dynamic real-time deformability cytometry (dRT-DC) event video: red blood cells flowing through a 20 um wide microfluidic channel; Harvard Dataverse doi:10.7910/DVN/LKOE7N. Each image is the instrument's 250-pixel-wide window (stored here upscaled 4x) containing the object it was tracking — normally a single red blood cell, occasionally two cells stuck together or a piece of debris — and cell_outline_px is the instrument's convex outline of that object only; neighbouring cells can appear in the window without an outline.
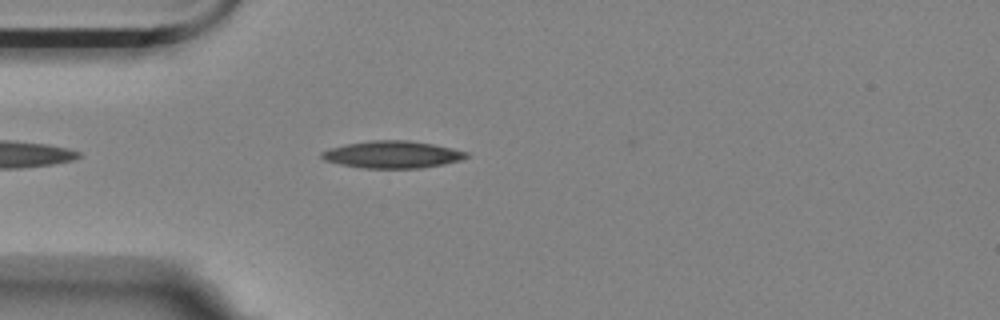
{"species": "Egyptian fruit bat (a non-hibernating species)", "species_latin": "Rousettus aegyptiacus", "temperature_condition": "room temperature", "stored_images_in_passage": 17, "camera_frame_rate_fps": 3000, "um_per_image_px": 0.085, "animal": {"sex": "female"}, "frame": {"image": 1, "passage_image": 2, "time_ms": 0.333, "image_size_px": [1000, 320], "cell_outline_px": [[468, 156], [460, 160], [444, 164], [420, 168], [364, 168], [340, 164], [324, 160], [320, 156], [320, 152], [344, 144], [372, 140], [408, 140], [432, 144], [452, 148], [468, 152]], "centroid_in_image_um": [33.34, 13.13], "position_along_channel_um": 51.7, "area_um2": 22.83}}
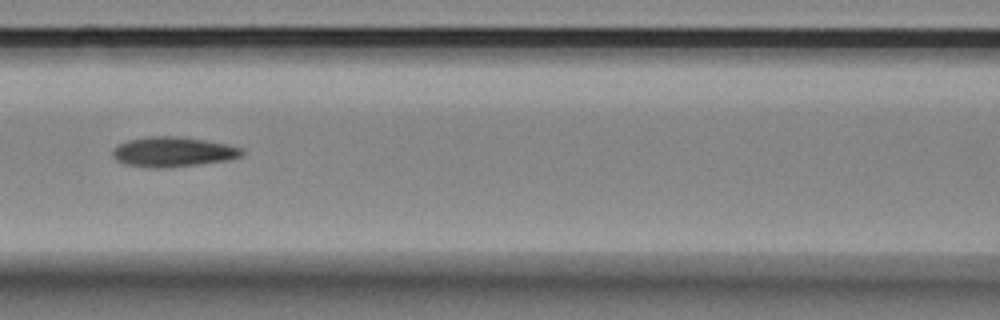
{"frame": {"image": 2, "passage_image": 11, "time_ms": 3.333, "image_size_px": [1000, 320], "cell_outline_px": [[244, 156], [228, 160], [168, 168], [152, 168], [124, 164], [116, 160], [112, 156], [112, 148], [128, 140], [148, 136], [176, 136], [204, 140], [228, 144], [244, 148]], "centroid_in_image_um": [14.72, 12.91], "position_along_channel_um": 151.9, "area_um2": 22.77}}
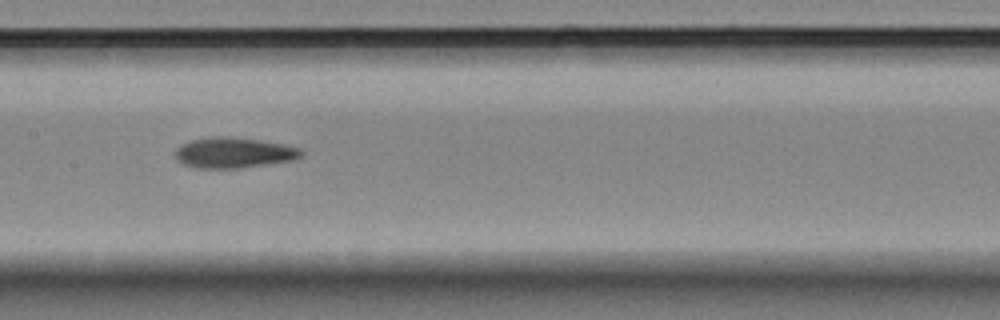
{"frame": {"image": 3, "passage_image": 14, "time_ms": 4.333, "image_size_px": [1000, 320], "cell_outline_px": [[304, 156], [292, 160], [240, 168], [200, 168], [184, 164], [176, 160], [176, 148], [192, 140], [216, 136], [228, 136], [284, 144], [300, 148], [304, 152]], "centroid_in_image_um": [19.9, 12.98], "position_along_channel_um": 187.5, "area_um2": 22.2}}